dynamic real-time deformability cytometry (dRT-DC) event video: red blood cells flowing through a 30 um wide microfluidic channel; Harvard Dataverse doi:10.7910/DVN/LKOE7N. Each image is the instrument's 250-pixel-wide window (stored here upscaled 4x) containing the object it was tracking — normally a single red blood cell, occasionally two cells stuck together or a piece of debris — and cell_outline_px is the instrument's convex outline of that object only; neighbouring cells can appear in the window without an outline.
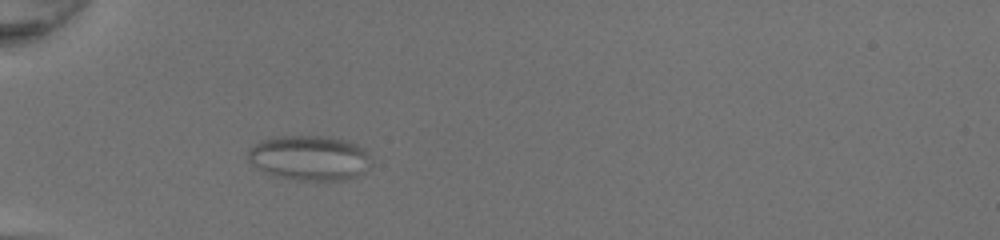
{"species": "common noctule bat (a hibernating species)", "species_latin": "Nyctalus noctula", "temperature_condition": "room temperature", "stored_images_in_passage": 52, "camera_frame_rate_fps": 3000, "um_per_image_px": 0.085, "animal": {"sex": "female", "body_mass_g": 20.0, "forearm_length_mm": 54.0}, "frame": {"image": 1, "passage_image": 18, "time_ms": 5.667, "image_size_px": [1000, 240], "cell_outline_px": [[368, 168], [356, 176], [340, 180], [296, 180], [264, 172], [248, 160], [248, 148], [260, 140], [276, 136], [332, 136], [348, 140], [364, 148], [368, 152]], "centroid_in_image_um": [26.28, 13.39], "position_along_channel_um": 58.7, "area_um2": 32.19}}
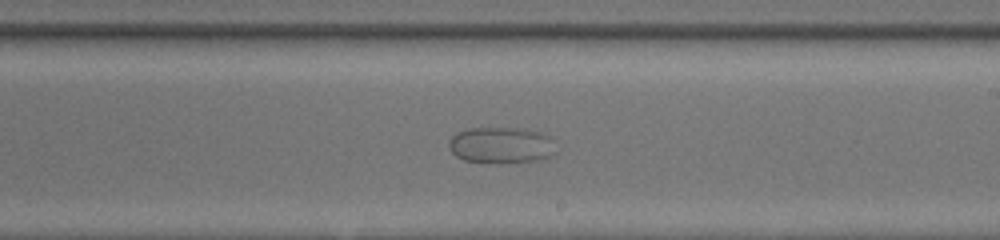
{"frame": {"image": 2, "passage_image": 33, "time_ms": 10.667, "image_size_px": [1000, 240], "cell_outline_px": [[556, 152], [548, 156], [536, 160], [496, 164], [464, 160], [456, 156], [448, 148], [448, 140], [456, 132], [468, 128], [520, 128], [540, 132], [548, 136]], "centroid_in_image_um": [42.52, 12.34], "position_along_channel_um": 246.5, "area_um2": 22.72}}
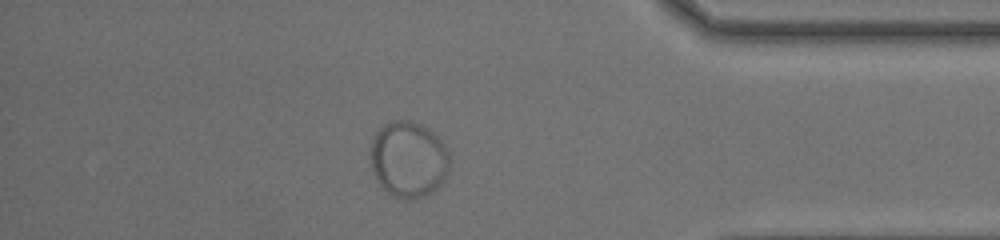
{"frame": {"image": 3, "passage_image": 46, "time_ms": 15.0, "image_size_px": [1000, 240], "cell_outline_px": [[448, 172], [444, 180], [432, 192], [416, 200], [404, 200], [392, 196], [380, 184], [372, 168], [368, 156], [368, 148], [376, 132], [388, 120], [412, 120], [428, 128], [448, 148]], "centroid_in_image_um": [34.69, 13.54], "position_along_channel_um": 400.5, "area_um2": 35.6}}